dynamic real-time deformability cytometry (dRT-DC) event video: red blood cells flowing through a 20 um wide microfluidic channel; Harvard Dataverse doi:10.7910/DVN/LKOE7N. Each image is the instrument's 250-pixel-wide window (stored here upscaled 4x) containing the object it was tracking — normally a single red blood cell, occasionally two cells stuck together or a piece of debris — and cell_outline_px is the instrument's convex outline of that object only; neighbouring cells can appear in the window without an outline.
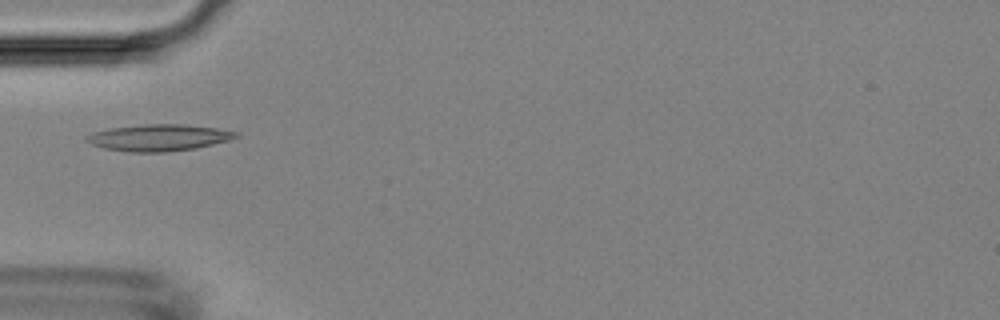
{"species": "Egyptian fruit bat (a non-hibernating species)", "species_latin": "Rousettus aegyptiacus", "temperature_condition": "room temperature", "stored_images_in_passage": 3, "camera_frame_rate_fps": 3000, "um_per_image_px": 0.085, "animal": {"sex": "female"}, "frame": {"image": 1, "passage_image": 2, "time_ms": 1.333, "image_size_px": [1000, 320], "cell_outline_px": [[240, 136], [228, 140], [196, 148], [168, 152], [128, 152], [104, 148], [92, 144], [84, 140], [84, 136], [92, 132], [112, 128], [144, 124], [184, 124], [216, 128], [240, 132]], "centroid_in_image_um": [13.49, 11.7], "position_along_channel_um": 71.5, "area_um2": 23.24}}